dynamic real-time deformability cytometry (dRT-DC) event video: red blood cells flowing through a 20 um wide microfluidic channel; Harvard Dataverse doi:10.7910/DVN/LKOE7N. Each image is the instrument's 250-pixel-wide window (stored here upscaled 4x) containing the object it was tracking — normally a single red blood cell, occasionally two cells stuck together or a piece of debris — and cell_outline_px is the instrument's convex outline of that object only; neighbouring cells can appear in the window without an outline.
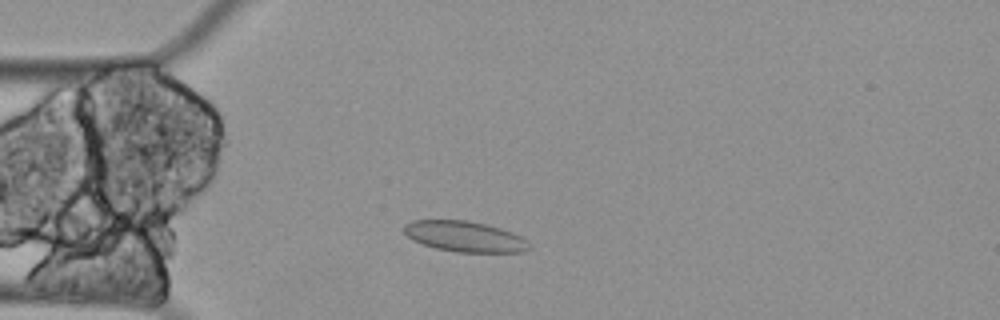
{"species": "Egyptian fruit bat (a non-hibernating species)", "species_latin": "Rousettus aegyptiacus", "temperature_condition": "cold", "stored_images_in_passage": 49, "camera_frame_rate_fps": 3000, "um_per_image_px": 0.085, "animal": {"sex": "female"}, "frame": {"image": 1, "passage_image": 8, "time_ms": 2.333, "image_size_px": [1000, 320], "cell_outline_px": [[532, 248], [524, 252], [456, 252], [436, 248], [412, 240], [404, 232], [404, 224], [412, 220], [468, 220], [488, 224], [512, 232], [520, 236]], "centroid_in_image_um": [39.5, 20.09], "position_along_channel_um": 45.5, "area_um2": 22.37}}
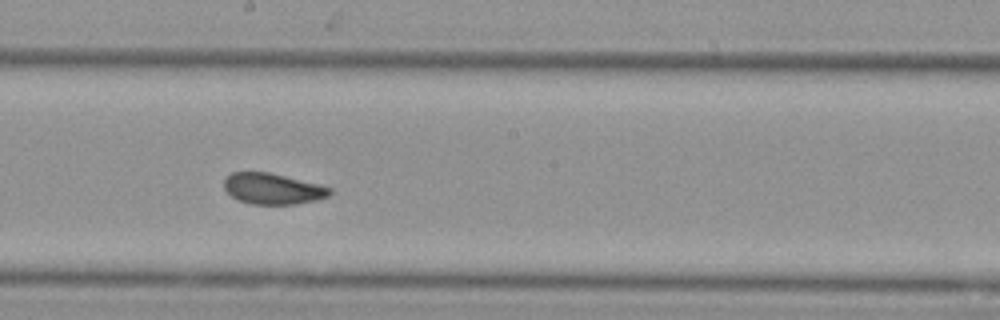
{"frame": {"image": 2, "passage_image": 25, "time_ms": 8.0, "image_size_px": [1000, 320], "cell_outline_px": [[332, 192], [328, 196], [316, 200], [296, 204], [252, 204], [236, 200], [224, 188], [224, 180], [232, 172], [268, 172], [320, 184], [332, 188]], "centroid_in_image_um": [23.19, 16.04], "position_along_channel_um": 225.0, "area_um2": 19.07}}
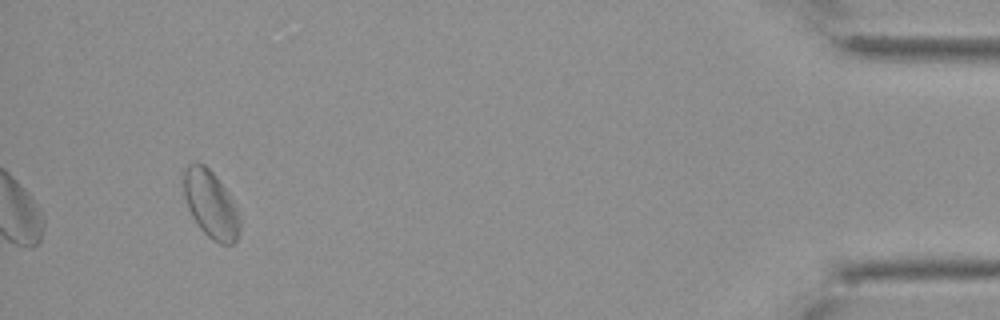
{"frame": {"image": 3, "passage_image": 49, "time_ms": 16.0, "image_size_px": [1000, 320], "cell_outline_px": [[240, 232], [236, 240], [232, 244], [220, 244], [212, 240], [200, 228], [192, 216], [188, 208], [180, 184], [180, 172], [188, 164], [196, 160], [204, 164], [216, 176], [228, 192], [240, 220]], "centroid_in_image_um": [17.83, 17.3], "position_along_channel_um": 417.4, "area_um2": 22.54}, "authors_computed_cell_mechanics": {"area_um2": 20.9814, "velocity_mm_per_s": 3.2741, "shape_relaxation_time_tau1_ms": 0.0035, "shape_relaxation_time_tau2_ms": 3.3533, "deformation_change_tau1": 0.0145, "deformation_change_tau2": 0.0773}}